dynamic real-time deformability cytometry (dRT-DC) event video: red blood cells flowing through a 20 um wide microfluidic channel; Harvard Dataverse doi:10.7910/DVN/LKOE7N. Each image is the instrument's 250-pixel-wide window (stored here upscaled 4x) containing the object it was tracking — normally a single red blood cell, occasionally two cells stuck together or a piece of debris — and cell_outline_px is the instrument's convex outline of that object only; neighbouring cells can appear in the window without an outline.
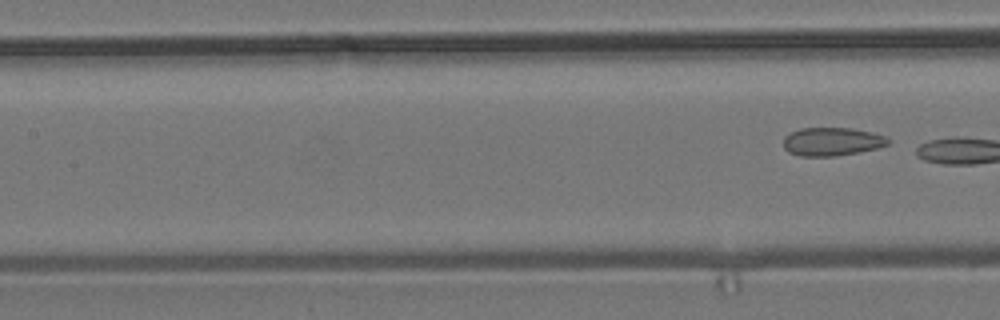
{"species": "common noctule bat (a hibernating species)", "species_latin": "Nyctalus noctula", "temperature_condition": "room temperature", "stored_images_in_passage": 8, "segment_of_instrument_passage": [2, 2], "camera_frame_rate_fps": 3000, "um_per_image_px": 0.085, "animal": {"sex": "male", "body_mass_g": 19.2, "forearm_length_mm": 51.8}, "frame": {"image": 1, "passage_image": 8, "time_ms": 9.333, "image_size_px": [1000, 320], "cell_outline_px": [[892, 140], [888, 144], [876, 148], [860, 152], [836, 156], [800, 156], [788, 152], [784, 148], [784, 136], [788, 132], [800, 128], [852, 128], [872, 132], [884, 136]], "centroid_in_image_um": [70.69, 12.03], "position_along_channel_um": 136.7, "area_um2": 17.46}}